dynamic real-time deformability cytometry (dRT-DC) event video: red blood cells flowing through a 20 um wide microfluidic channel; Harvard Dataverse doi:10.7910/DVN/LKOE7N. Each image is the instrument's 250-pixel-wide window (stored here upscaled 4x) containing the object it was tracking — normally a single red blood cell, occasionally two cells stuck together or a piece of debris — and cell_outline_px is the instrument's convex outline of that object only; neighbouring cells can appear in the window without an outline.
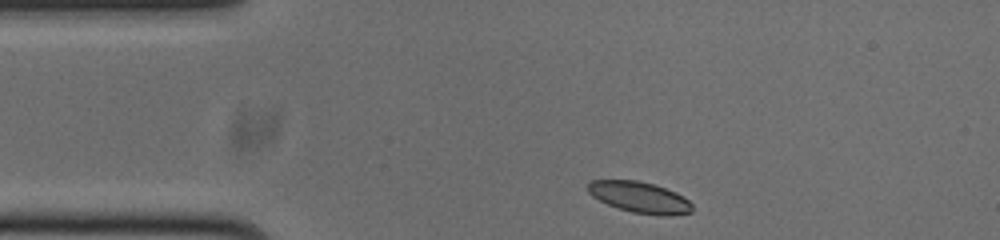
{"species": "common noctule bat (a hibernating species)", "species_latin": "Nyctalus noctula", "temperature_condition": "cold", "stored_images_in_passage": 45, "camera_frame_rate_fps": 3000, "um_per_image_px": 0.085, "animal": {"sex": "male", "body_mass_g": 20.0, "forearm_length_mm": 53.3}, "frame": {"image": 1, "passage_image": 1, "time_ms": 0.0, "image_size_px": [1000, 240], "cell_outline_px": [[692, 212], [672, 216], [660, 216], [632, 212], [608, 204], [592, 196], [588, 192], [588, 184], [592, 180], [636, 180], [652, 184], [676, 192], [684, 196], [692, 204]], "centroid_in_image_um": [54.4, 16.78], "position_along_channel_um": 30.6, "area_um2": 18.84}}
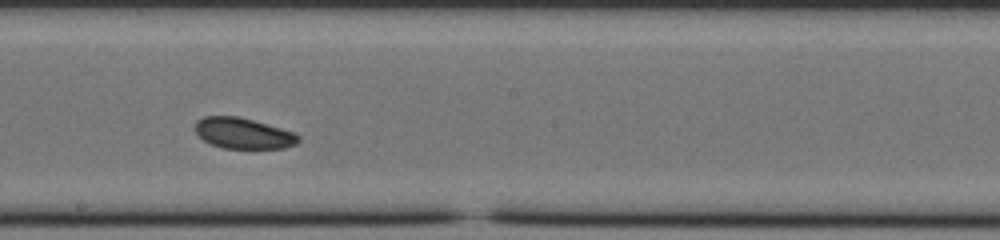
{"frame": {"image": 2, "passage_image": 20, "time_ms": 6.333, "image_size_px": [1000, 240], "cell_outline_px": [[300, 140], [296, 144], [284, 148], [224, 148], [212, 144], [204, 140], [192, 128], [196, 120], [204, 116], [236, 116], [252, 120], [296, 132], [300, 136]], "centroid_in_image_um": [20.67, 11.32], "position_along_channel_um": 227.5, "area_um2": 18.61}}
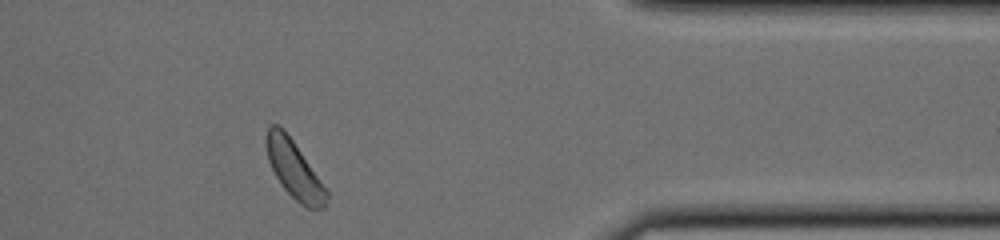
{"frame": {"image": 3, "passage_image": 35, "time_ms": 11.333, "image_size_px": [1000, 240], "cell_outline_px": [[328, 196], [324, 208], [304, 208], [280, 184], [268, 160], [264, 140], [268, 128], [272, 124], [276, 124], [292, 140], [328, 192]], "centroid_in_image_um": [24.98, 14.44], "position_along_channel_um": 386.4, "area_um2": 19.59}, "authors_computed_cell_mechanics": {"area_um2": 19.5942, "velocity_mm_per_s": 3.7097, "shape_relaxation_time_tau1_ms": 1.2166, "shape_relaxation_time_tau2_ms": null, "deformation_change_tau1": 0.0379, "deformation_change_tau2": null}}